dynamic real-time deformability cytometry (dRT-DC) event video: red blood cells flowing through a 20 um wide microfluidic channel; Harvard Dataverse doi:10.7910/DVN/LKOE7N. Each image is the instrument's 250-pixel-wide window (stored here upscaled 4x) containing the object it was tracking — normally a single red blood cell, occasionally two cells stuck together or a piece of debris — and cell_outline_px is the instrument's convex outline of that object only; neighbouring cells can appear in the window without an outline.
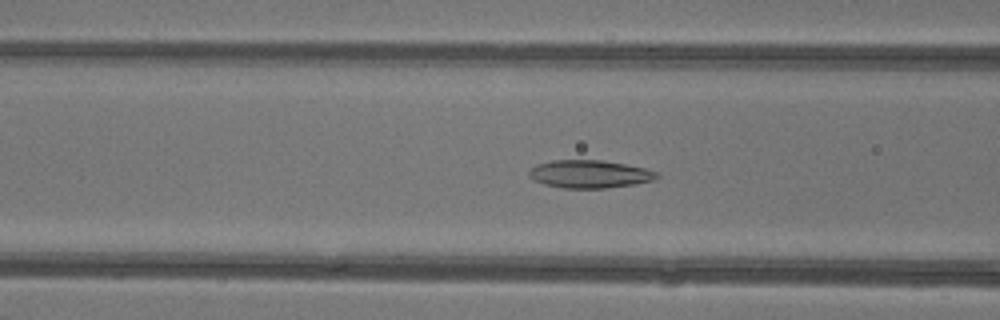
{"species": "common noctule bat (a hibernating species)", "species_latin": "Nyctalus noctula", "temperature_condition": "warm", "stored_images_in_passage": 42, "camera_frame_rate_fps": 3000, "um_per_image_px": 0.085, "animal": {"sex": "female"}, "frame": {"image": 1, "passage_image": 14, "time_ms": 4.333, "image_size_px": [1000, 320], "cell_outline_px": [[660, 176], [652, 180], [636, 184], [608, 188], [564, 188], [544, 184], [532, 180], [528, 176], [528, 172], [536, 164], [552, 160], [604, 160], [644, 168], [660, 172]], "centroid_in_image_um": [50.11, 14.79], "position_along_channel_um": 116.5, "area_um2": 20.92}}
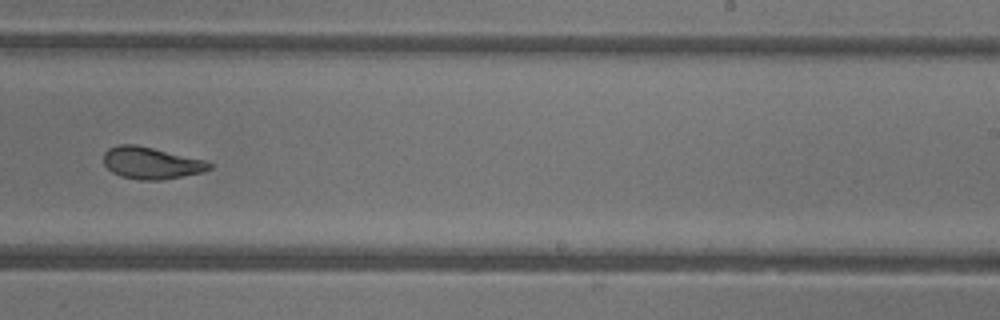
{"frame": {"image": 2, "passage_image": 25, "time_ms": 8.0, "image_size_px": [1000, 320], "cell_outline_px": [[212, 168], [200, 172], [164, 180], [140, 180], [120, 176], [112, 172], [104, 164], [104, 152], [108, 148], [120, 144], [136, 144], [208, 160], [212, 164]], "centroid_in_image_um": [12.86, 13.85], "position_along_channel_um": 276.1, "area_um2": 19.83}}
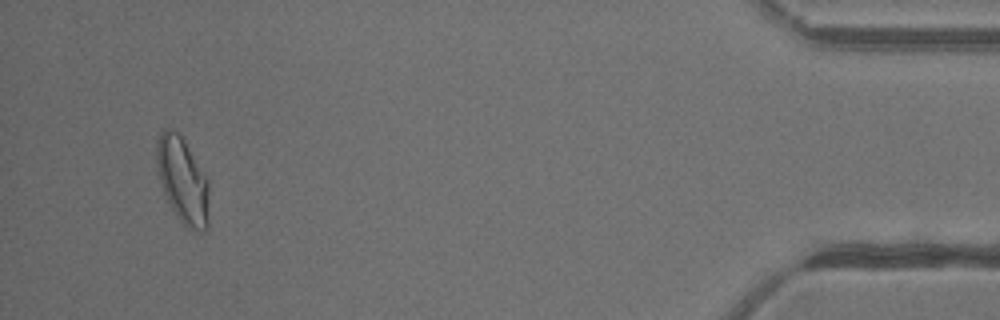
{"frame": {"image": 3, "passage_image": 40, "time_ms": 13.0, "image_size_px": [1000, 320], "cell_outline_px": [[208, 228], [204, 232], [196, 232], [184, 224], [180, 220], [172, 208], [164, 192], [160, 180], [156, 164], [156, 144], [160, 132], [164, 128], [172, 128], [184, 140], [208, 180]], "centroid_in_image_um": [15.52, 15.33], "position_along_channel_um": 419.7, "area_um2": 26.01}, "authors_computed_cell_mechanics": {"area_um2": 19.6809, "velocity_mm_per_s": 4.3611, "shape_relaxation_time_tau1_ms": 7.3224, "shape_relaxation_time_tau2_ms": 1.4674, "deformation_change_tau1": 0.2046, "deformation_change_tau2": 0.078}}